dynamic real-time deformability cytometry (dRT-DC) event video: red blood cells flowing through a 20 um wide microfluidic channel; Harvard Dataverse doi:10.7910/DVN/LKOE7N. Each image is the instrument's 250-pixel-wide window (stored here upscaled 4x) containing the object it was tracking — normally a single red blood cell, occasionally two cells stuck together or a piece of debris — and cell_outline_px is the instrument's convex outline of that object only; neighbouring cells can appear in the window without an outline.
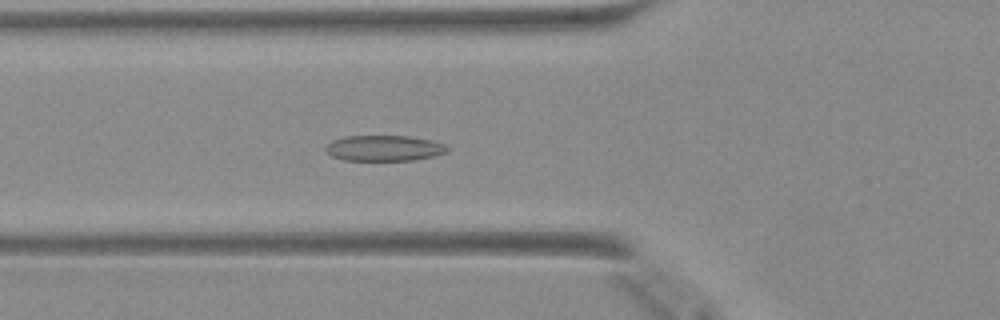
{"species": "Egyptian fruit bat (a non-hibernating species)", "species_latin": "Rousettus aegyptiacus", "temperature_condition": "warm", "stored_images_in_passage": 45, "camera_frame_rate_fps": 3000, "um_per_image_px": 0.085, "animal": {"sex": "female"}, "frame": {"image": 1, "passage_image": 17, "time_ms": 5.333, "image_size_px": [1000, 320], "cell_outline_px": [[448, 148], [444, 152], [436, 156], [412, 160], [344, 160], [332, 156], [324, 148], [332, 140], [344, 136], [408, 136], [432, 140], [448, 144]], "centroid_in_image_um": [32.67, 12.59], "position_along_channel_um": 93.1, "area_um2": 18.21}}
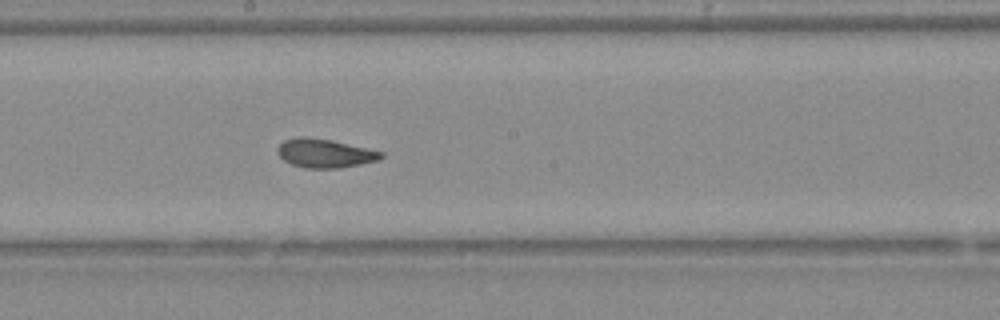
{"frame": {"image": 2, "passage_image": 26, "time_ms": 8.333, "image_size_px": [1000, 320], "cell_outline_px": [[384, 156], [380, 160], [340, 168], [304, 168], [292, 164], [284, 160], [276, 152], [276, 148], [284, 140], [296, 136], [304, 136], [332, 140], [384, 152]], "centroid_in_image_um": [27.6, 13.02], "position_along_channel_um": 220.6, "area_um2": 17.51}}
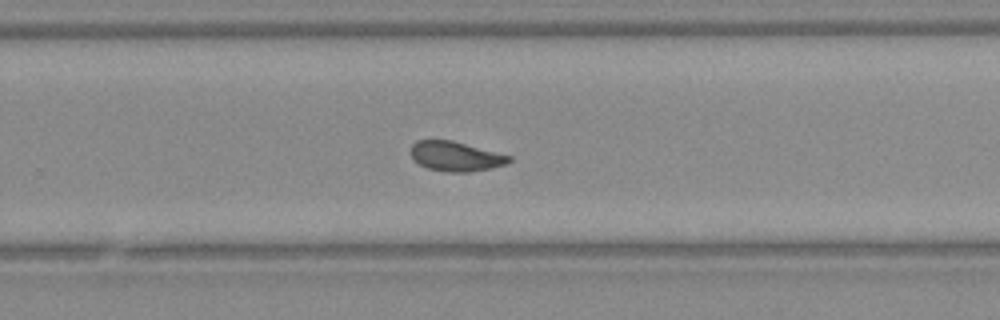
{"frame": {"image": 3, "passage_image": 31, "time_ms": 10.0, "image_size_px": [1000, 320], "cell_outline_px": [[512, 160], [508, 164], [468, 172], [444, 172], [428, 168], [420, 164], [412, 156], [412, 144], [416, 140], [452, 140], [512, 156]], "centroid_in_image_um": [38.76, 13.28], "position_along_channel_um": 291.0, "area_um2": 16.88}}